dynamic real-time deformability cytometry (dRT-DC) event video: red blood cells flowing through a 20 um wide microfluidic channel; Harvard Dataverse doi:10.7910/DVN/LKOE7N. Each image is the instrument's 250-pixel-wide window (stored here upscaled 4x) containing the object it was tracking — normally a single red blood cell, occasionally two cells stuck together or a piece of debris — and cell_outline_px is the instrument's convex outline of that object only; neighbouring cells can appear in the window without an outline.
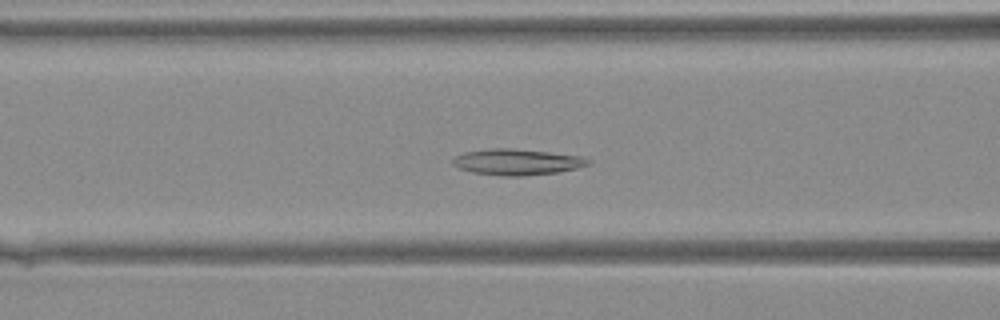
{"species": "Egyptian fruit bat (a non-hibernating species)", "species_latin": "Rousettus aegyptiacus", "temperature_condition": "warm", "stored_images_in_passage": 41, "camera_frame_rate_fps": 3000, "um_per_image_px": 0.085, "animal": {"sex": "female"}, "frame": {"image": 1, "passage_image": 17, "time_ms": 5.333, "image_size_px": [1000, 320], "cell_outline_px": [[592, 160], [588, 164], [576, 168], [556, 172], [524, 176], [500, 176], [472, 172], [460, 168], [452, 164], [452, 160], [456, 156], [464, 152], [488, 148], [512, 148], [548, 152], [580, 156]], "centroid_in_image_um": [43.91, 13.76], "position_along_channel_um": 122.7, "area_um2": 20.46}}
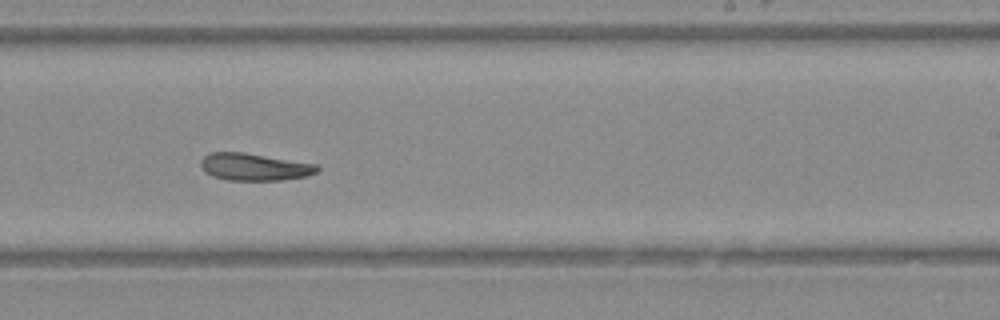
{"frame": {"image": 2, "passage_image": 26, "time_ms": 8.333, "image_size_px": [1000, 320], "cell_outline_px": [[320, 168], [316, 172], [308, 176], [280, 180], [228, 180], [212, 176], [204, 172], [200, 168], [200, 160], [204, 156], [212, 152], [244, 152], [316, 164]], "centroid_in_image_um": [21.58, 14.19], "position_along_channel_um": 267.4, "area_um2": 18.55}}
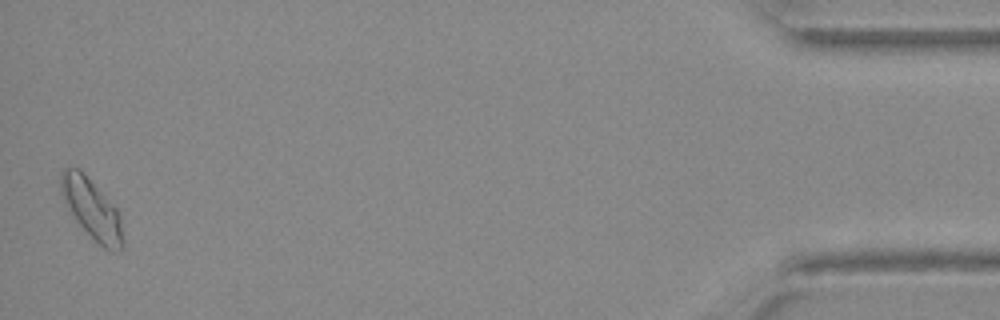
{"frame": {"image": 3, "passage_image": 41, "time_ms": 13.333, "image_size_px": [1000, 320], "cell_outline_px": [[124, 248], [120, 252], [112, 252], [104, 248], [76, 220], [60, 192], [60, 176], [64, 168], [80, 168], [116, 208], [120, 216], [124, 240]], "centroid_in_image_um": [7.84, 17.78], "position_along_channel_um": 427.4, "area_um2": 21.39}}